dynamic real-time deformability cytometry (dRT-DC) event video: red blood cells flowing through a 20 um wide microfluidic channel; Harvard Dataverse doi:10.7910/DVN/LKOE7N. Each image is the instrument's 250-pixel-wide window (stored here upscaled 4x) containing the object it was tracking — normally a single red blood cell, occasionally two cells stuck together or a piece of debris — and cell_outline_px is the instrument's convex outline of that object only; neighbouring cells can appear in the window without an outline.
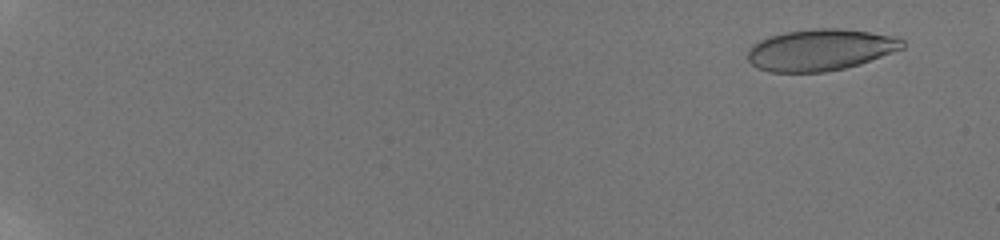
{"species": "human", "species_latin": "Homo sapiens", "temperature_condition": "room temperature", "stored_images_in_passage": 31, "camera_frame_rate_fps": 3000, "um_per_image_px": 0.085, "donor": {"sex": "male"}, "frame": {"image": 1, "passage_image": 3, "time_ms": 1.333, "image_size_px": [1000, 240], "cell_outline_px": [[904, 48], [860, 64], [844, 68], [824, 72], [768, 72], [756, 68], [748, 60], [748, 48], [752, 44], [768, 36], [788, 32], [812, 28], [840, 28], [900, 36], [904, 40]], "centroid_in_image_um": [69.74, 4.23], "position_along_channel_um": 15.3, "area_um2": 37.74}}
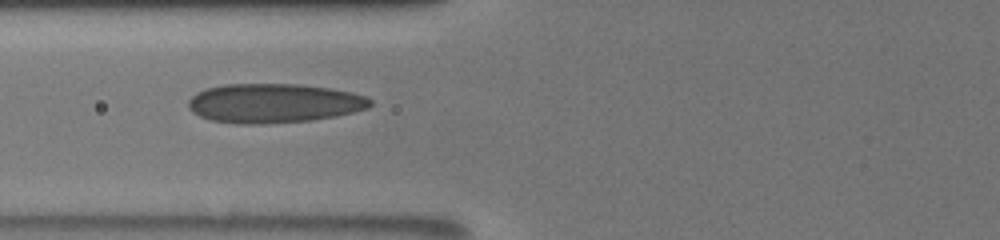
{"frame": {"image": 2, "passage_image": 24, "time_ms": 9.0, "image_size_px": [1000, 240], "cell_outline_px": [[372, 104], [368, 108], [352, 112], [312, 120], [264, 124], [236, 124], [212, 120], [200, 116], [192, 112], [188, 108], [188, 100], [196, 92], [204, 88], [224, 84], [296, 84], [328, 88], [352, 92], [364, 96], [372, 100]], "centroid_in_image_um": [23.22, 8.77], "position_along_channel_um": 102.6, "area_um2": 41.67}}
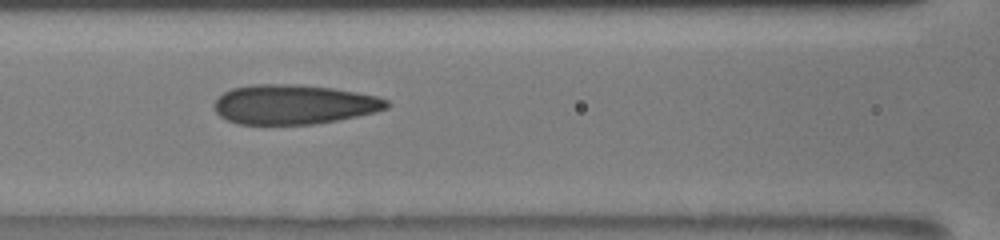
{"frame": {"image": 3, "passage_image": 27, "time_ms": 10.0, "image_size_px": [1000, 240], "cell_outline_px": [[392, 104], [388, 108], [376, 112], [336, 120], [312, 124], [240, 124], [228, 120], [220, 116], [216, 112], [212, 104], [224, 92], [232, 88], [252, 84], [288, 84], [332, 88], [356, 92], [376, 96], [388, 100]], "centroid_in_image_um": [24.97, 8.87], "position_along_channel_um": 141.6, "area_um2": 39.65}}